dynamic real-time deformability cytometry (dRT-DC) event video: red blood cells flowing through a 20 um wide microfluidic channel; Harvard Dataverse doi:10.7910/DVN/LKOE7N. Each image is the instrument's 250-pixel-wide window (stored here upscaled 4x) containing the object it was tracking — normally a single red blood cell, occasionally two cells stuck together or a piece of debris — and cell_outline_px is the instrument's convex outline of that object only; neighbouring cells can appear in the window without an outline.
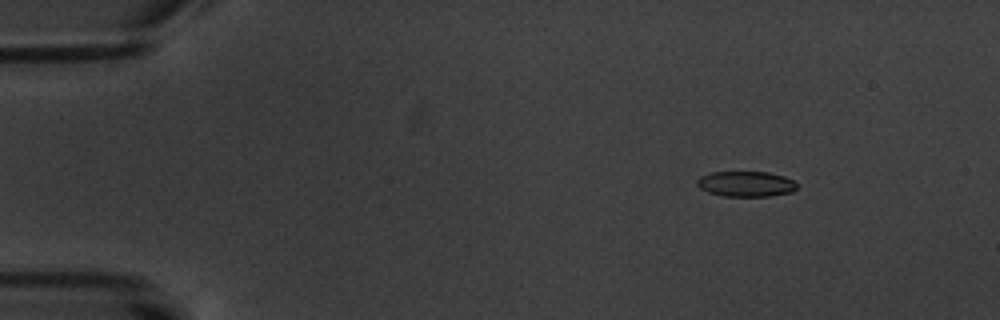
{"species": "common noctule bat (a hibernating species)", "species_latin": "Nyctalus noctula", "temperature_condition": "warm", "stored_images_in_passage": 4, "camera_frame_rate_fps": 3000, "um_per_image_px": 0.085, "animal": {"sex": "male", "body_mass_g": 20.1, "forearm_length_mm": 53.5}, "frame": {"image": 1, "passage_image": 1, "time_ms": 0.0, "image_size_px": [1000, 320], "cell_outline_px": [[796, 188], [792, 192], [772, 196], [724, 196], [708, 192], [700, 188], [696, 184], [696, 180], [700, 176], [712, 172], [768, 172], [784, 176], [792, 180], [796, 184]], "centroid_in_image_um": [63.39, 15.63], "position_along_channel_um": 21.6, "area_um2": 14.8}}